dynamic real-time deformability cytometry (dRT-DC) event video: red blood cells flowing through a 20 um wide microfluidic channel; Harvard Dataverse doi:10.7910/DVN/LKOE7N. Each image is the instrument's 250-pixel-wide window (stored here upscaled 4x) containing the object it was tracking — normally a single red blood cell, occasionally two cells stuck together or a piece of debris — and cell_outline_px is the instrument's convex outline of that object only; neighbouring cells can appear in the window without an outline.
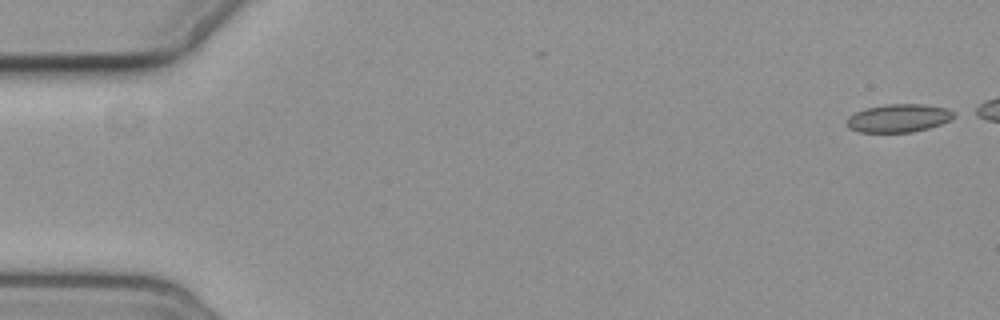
{"species": "common noctule bat (a hibernating species)", "species_latin": "Nyctalus noctula", "temperature_condition": "cold", "stored_images_in_passage": 8, "segment_of_instrument_passage": [1, 2], "camera_frame_rate_fps": 3000, "um_per_image_px": 0.085, "animal": {"sex": "female", "body_mass_g": 19.3, "forearm_length_mm": 54.1}, "frame": {"image": 1, "passage_image": 1, "time_ms": 0.0, "image_size_px": [1000, 320], "cell_outline_px": [[956, 116], [940, 124], [928, 128], [912, 132], [860, 132], [848, 128], [844, 120], [848, 116], [864, 108], [884, 104], [924, 104], [948, 108], [956, 112]], "centroid_in_image_um": [76.36, 10.03], "position_along_channel_um": 8.6, "area_um2": 17.8}}
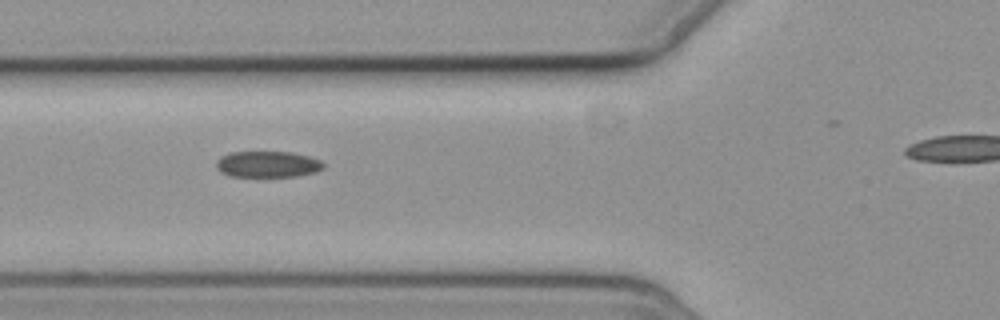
{"frame": {"image": 2, "passage_image": 6, "time_ms": 6.667, "image_size_px": [1000, 320], "cell_outline_px": [[324, 168], [316, 172], [296, 176], [228, 176], [220, 172], [216, 168], [216, 160], [220, 156], [232, 152], [292, 152], [308, 156], [320, 160], [324, 164]], "centroid_in_image_um": [22.73, 13.96], "position_along_channel_um": 103.1, "area_um2": 16.42}}
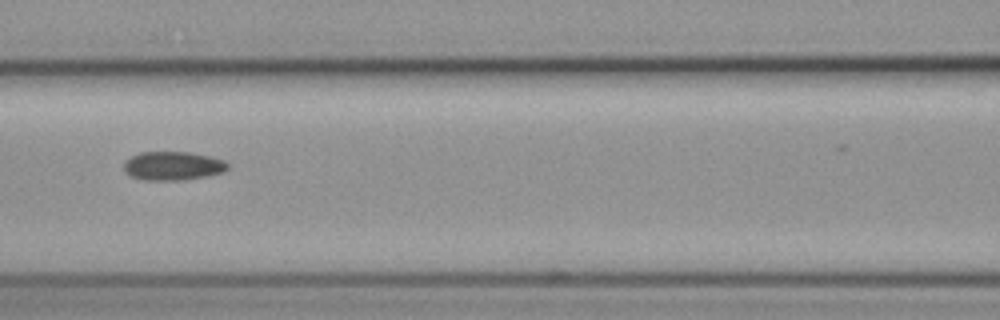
{"frame": {"image": 3, "passage_image": 7, "time_ms": 8.0, "image_size_px": [1000, 320], "cell_outline_px": [[228, 168], [224, 172], [208, 176], [184, 180], [144, 180], [132, 176], [124, 172], [124, 160], [140, 152], [188, 152], [212, 156], [224, 160], [228, 164]], "centroid_in_image_um": [14.71, 14.1], "position_along_channel_um": 151.9, "area_um2": 17.57}}